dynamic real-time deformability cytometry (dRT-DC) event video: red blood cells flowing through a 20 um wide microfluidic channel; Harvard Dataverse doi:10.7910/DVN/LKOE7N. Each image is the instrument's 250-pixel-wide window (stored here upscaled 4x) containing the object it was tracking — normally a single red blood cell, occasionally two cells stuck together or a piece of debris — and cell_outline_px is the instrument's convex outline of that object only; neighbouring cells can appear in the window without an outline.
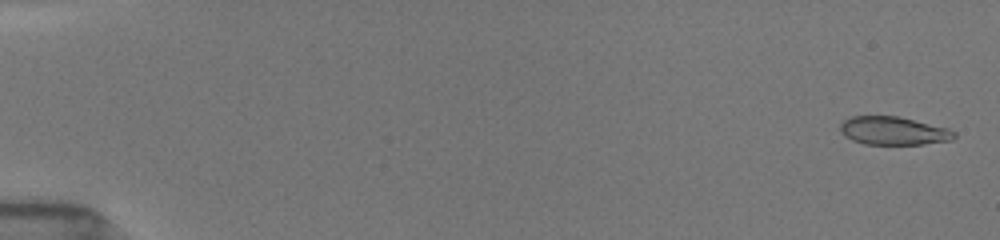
{"species": "common noctule bat (a hibernating species)", "species_latin": "Nyctalus noctula", "temperature_condition": "room temperature", "stored_images_in_passage": 53, "camera_frame_rate_fps": 3000, "um_per_image_px": 0.085, "animal": {"sex": "female", "body_mass_g": 19.5, "forearm_length_mm": 54.1}, "frame": {"image": 1, "passage_image": 2, "time_ms": 0.333, "image_size_px": [1000, 240], "cell_outline_px": [[956, 136], [952, 140], [924, 144], [864, 144], [852, 140], [844, 136], [840, 132], [840, 124], [844, 120], [852, 116], [896, 116], [948, 128], [956, 132]], "centroid_in_image_um": [75.93, 11.12], "position_along_channel_um": 9.1, "area_um2": 18.73}}
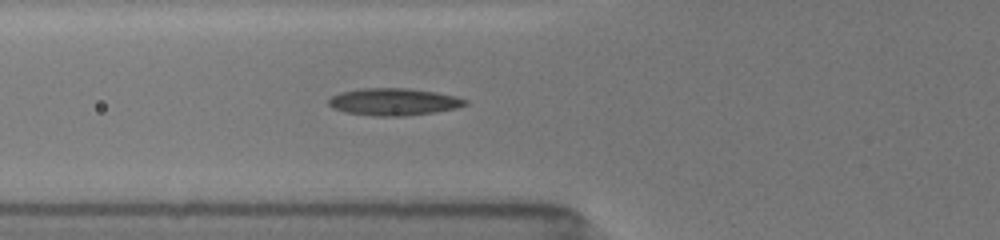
{"frame": {"image": 2, "passage_image": 21, "time_ms": 6.667, "image_size_px": [1000, 240], "cell_outline_px": [[468, 104], [456, 108], [432, 112], [404, 116], [372, 116], [348, 112], [332, 108], [328, 104], [328, 100], [332, 96], [340, 92], [360, 88], [408, 88], [436, 92], [456, 96], [468, 100]], "centroid_in_image_um": [33.46, 8.64], "position_along_channel_um": 92.3, "area_um2": 21.62}}
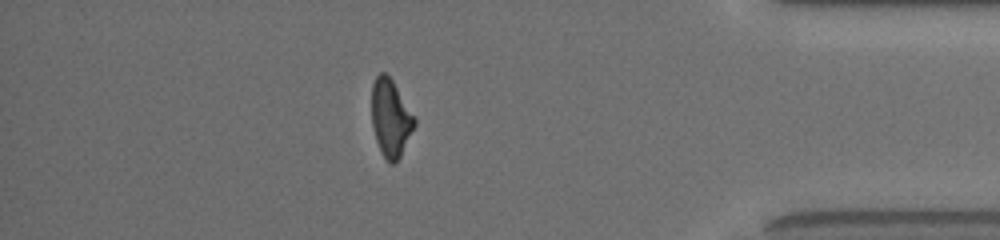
{"frame": {"image": 3, "passage_image": 47, "time_ms": 15.333, "image_size_px": [1000, 240], "cell_outline_px": [[416, 124], [400, 156], [392, 164], [380, 152], [376, 140], [372, 124], [372, 84], [376, 76], [380, 72], [384, 72], [392, 80], [416, 116]], "centroid_in_image_um": [33.21, 10.0], "position_along_channel_um": 402.0, "area_um2": 19.25}, "authors_computed_cell_mechanics": {"area_um2": 20.1144, "velocity_mm_per_s": 3.9317, "shape_relaxation_time_tau1_ms": 10.3396, "shape_relaxation_time_tau2_ms": 2.6473, "deformation_change_tau1": 0.2468, "deformation_change_tau2": 0.1068}}